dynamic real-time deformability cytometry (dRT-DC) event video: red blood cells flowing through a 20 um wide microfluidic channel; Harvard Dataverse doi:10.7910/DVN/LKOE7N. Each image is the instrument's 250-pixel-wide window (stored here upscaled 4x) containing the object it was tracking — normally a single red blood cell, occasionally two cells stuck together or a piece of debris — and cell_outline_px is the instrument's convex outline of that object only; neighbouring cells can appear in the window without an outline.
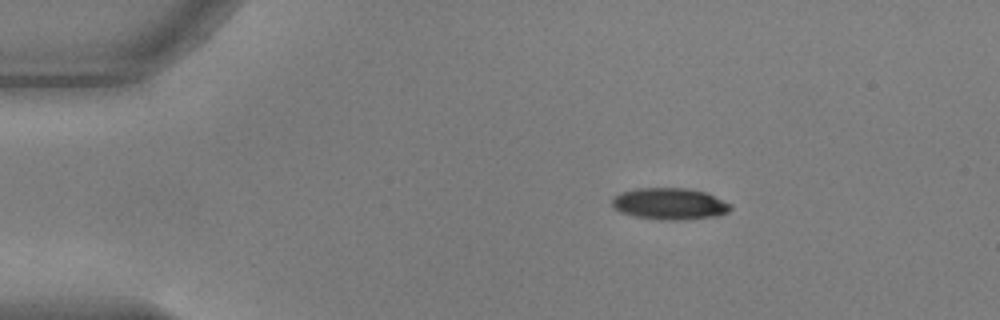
{"species": "common noctule bat (a hibernating species)", "species_latin": "Nyctalus noctula", "temperature_condition": "warm", "stored_images_in_passage": 32, "camera_frame_rate_fps": 3000, "um_per_image_px": 0.085, "animal": {"sex": "male", "body_mass_g": 17.9, "forearm_length_mm": 54.2}, "frame": {"image": 1, "passage_image": 1, "time_ms": 0.0, "image_size_px": [1000, 320], "cell_outline_px": [[732, 208], [728, 212], [716, 216], [680, 220], [664, 220], [636, 216], [620, 212], [612, 204], [612, 200], [620, 192], [636, 188], [688, 188], [708, 192], [732, 204]], "centroid_in_image_um": [56.97, 17.31], "position_along_channel_um": 28.0, "area_um2": 21.91}}
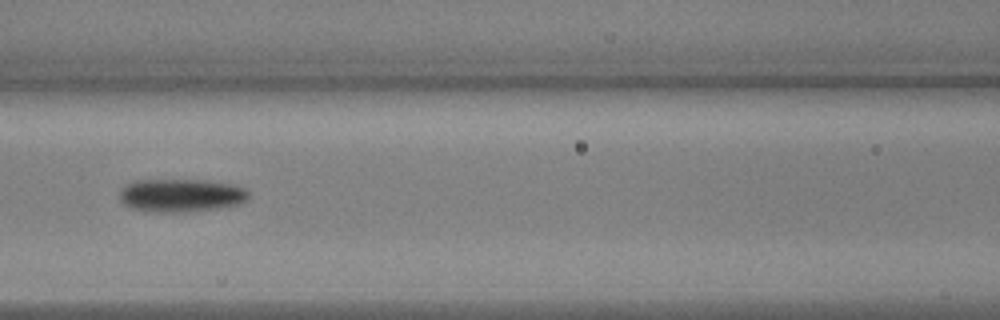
{"frame": {"image": 2, "passage_image": 16, "time_ms": 5.0, "image_size_px": [1000, 320], "cell_outline_px": [[248, 200], [240, 204], [220, 208], [184, 212], [160, 212], [132, 208], [124, 204], [120, 200], [120, 188], [136, 180], [204, 180], [236, 184], [244, 188], [248, 192]], "centroid_in_image_um": [15.43, 16.6], "position_along_channel_um": 151.2, "area_um2": 25.03}}
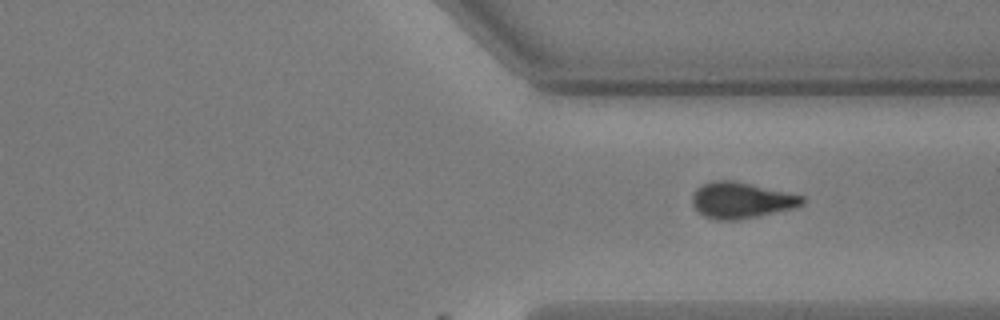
{"frame": {"image": 3, "passage_image": 32, "time_ms": 10.333, "image_size_px": [1000, 320], "cell_outline_px": [[804, 204], [796, 208], [760, 216], [740, 220], [716, 220], [704, 216], [692, 204], [692, 196], [696, 188], [712, 180], [736, 180], [804, 196]], "centroid_in_image_um": [63.03, 17.02], "position_along_channel_um": 348.4, "area_um2": 23.41}}